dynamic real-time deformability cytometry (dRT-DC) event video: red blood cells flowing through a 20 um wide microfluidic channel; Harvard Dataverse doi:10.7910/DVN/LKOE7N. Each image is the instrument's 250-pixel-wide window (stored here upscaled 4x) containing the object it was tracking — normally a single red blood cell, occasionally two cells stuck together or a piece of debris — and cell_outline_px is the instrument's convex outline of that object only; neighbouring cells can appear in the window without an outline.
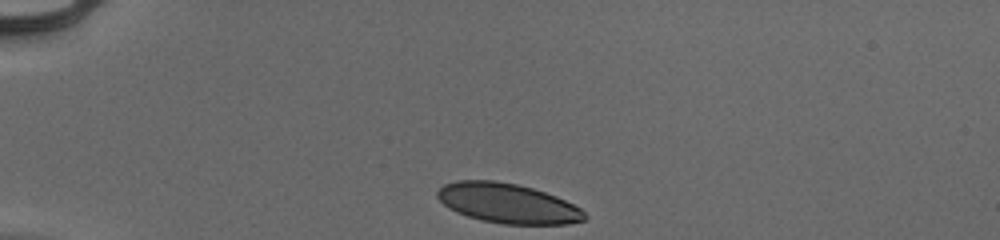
{"species": "human", "species_latin": "Homo sapiens", "temperature_condition": "cold", "stored_images_in_passage": 33, "camera_frame_rate_fps": 3000, "um_per_image_px": 0.085, "donor": {"sex": "male"}, "frame": {"image": 1, "passage_image": 1, "time_ms": 0.0, "image_size_px": [1000, 240], "cell_outline_px": [[588, 216], [584, 220], [568, 224], [504, 224], [480, 220], [456, 212], [448, 208], [436, 196], [436, 192], [444, 184], [456, 180], [496, 180], [516, 184], [532, 188], [556, 196], [580, 208]], "centroid_in_image_um": [43.13, 17.28], "position_along_channel_um": 41.9, "area_um2": 34.1}}
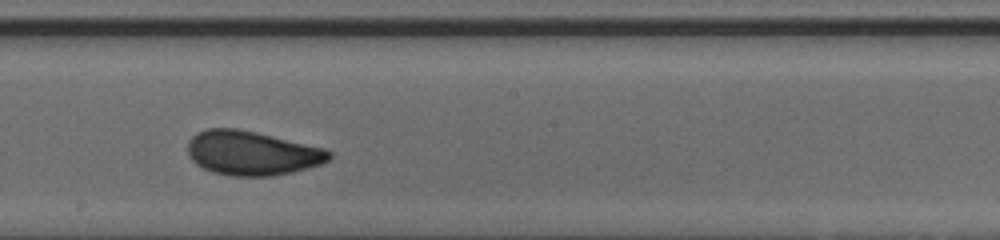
{"frame": {"image": 2, "passage_image": 19, "time_ms": 6.0, "image_size_px": [1000, 240], "cell_outline_px": [[332, 156], [328, 160], [320, 164], [308, 168], [292, 172], [272, 176], [228, 176], [212, 172], [196, 164], [192, 160], [188, 152], [188, 140], [196, 132], [208, 128], [236, 128], [256, 132], [324, 148], [332, 152]], "centroid_in_image_um": [21.39, 13.01], "position_along_channel_um": 226.8, "area_um2": 36.53}}
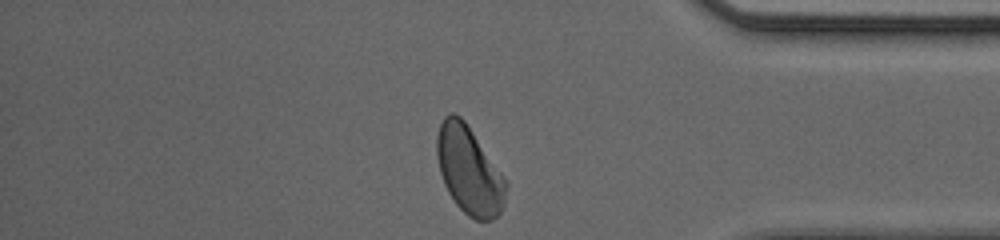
{"frame": {"image": 3, "passage_image": 33, "time_ms": 10.667, "image_size_px": [1000, 240], "cell_outline_px": [[508, 184], [504, 204], [500, 212], [492, 220], [476, 220], [468, 216], [456, 204], [448, 192], [444, 184], [440, 172], [436, 156], [436, 136], [440, 124], [444, 116], [452, 112], [460, 116], [464, 120], [504, 176]], "centroid_in_image_um": [39.87, 14.48], "position_along_channel_um": 395.3, "area_um2": 35.32}, "authors_computed_cell_mechanics": {"area_um2": 35.547, "velocity_mm_per_s": 3.9494, "shape_relaxation_time_tau1_ms": 2.7805, "shape_relaxation_time_tau2_ms": 0.8522, "deformation_change_tau1": 0.117, "deformation_change_tau2": 0.0533}}